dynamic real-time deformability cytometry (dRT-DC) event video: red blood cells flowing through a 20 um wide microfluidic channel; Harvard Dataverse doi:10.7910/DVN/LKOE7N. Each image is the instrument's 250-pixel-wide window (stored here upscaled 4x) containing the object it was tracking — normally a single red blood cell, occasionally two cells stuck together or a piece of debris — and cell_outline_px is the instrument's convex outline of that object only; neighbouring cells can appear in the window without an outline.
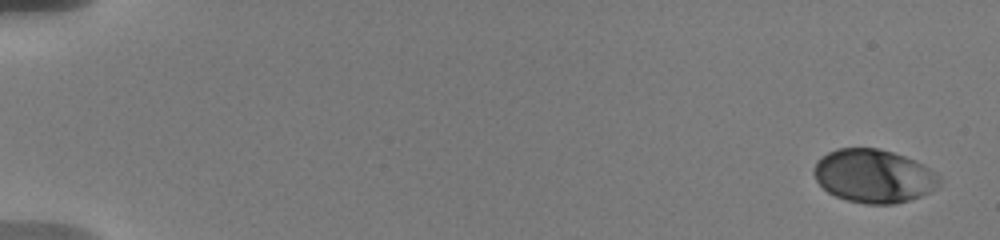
{"species": "human", "species_latin": "Homo sapiens", "temperature_condition": "warm", "stored_images_in_passage": 19, "camera_frame_rate_fps": 3000, "um_per_image_px": 0.085, "donor": {"sex": "male"}, "frame": {"image": 1, "passage_image": 1, "time_ms": 0.0, "image_size_px": [1000, 240], "cell_outline_px": [[940, 180], [936, 188], [920, 196], [896, 204], [864, 204], [848, 200], [836, 196], [828, 192], [816, 180], [812, 172], [816, 160], [828, 152], [836, 148], [880, 148], [916, 160], [940, 176]], "centroid_in_image_um": [74.23, 14.95], "position_along_channel_um": 10.8, "area_um2": 39.07}}
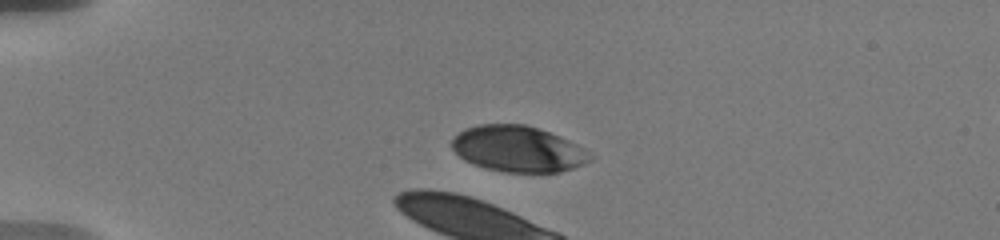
{"frame": {"image": 2, "passage_image": 11, "time_ms": 4.333, "image_size_px": [1000, 240], "cell_outline_px": [[596, 156], [592, 160], [584, 164], [560, 172], [504, 172], [488, 168], [464, 160], [452, 148], [452, 140], [464, 128], [480, 124], [524, 124], [560, 136], [584, 148]], "centroid_in_image_um": [44.07, 12.66], "position_along_channel_um": 40.9, "area_um2": 36.88}}